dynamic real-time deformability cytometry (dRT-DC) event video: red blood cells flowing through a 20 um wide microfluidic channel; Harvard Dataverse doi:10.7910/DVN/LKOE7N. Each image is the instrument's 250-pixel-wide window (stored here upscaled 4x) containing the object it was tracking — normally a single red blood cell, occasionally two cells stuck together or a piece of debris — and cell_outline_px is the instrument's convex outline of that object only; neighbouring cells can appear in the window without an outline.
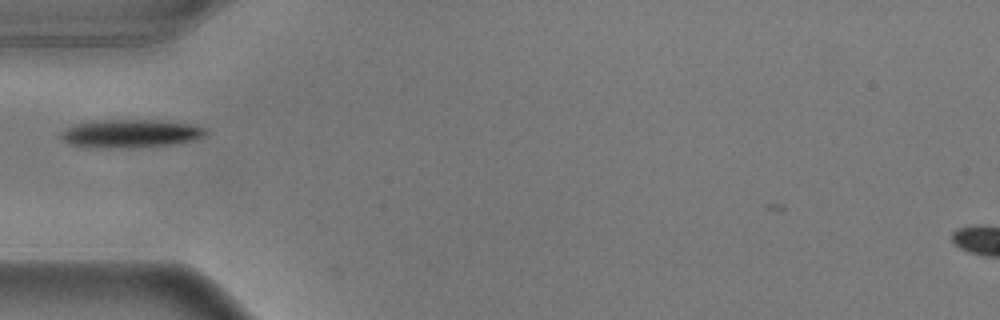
{"species": "common noctule bat (a hibernating species)", "species_latin": "Nyctalus noctula", "temperature_condition": "warm", "stored_images_in_passage": 37, "camera_frame_rate_fps": 3000, "um_per_image_px": 0.085, "animal": {"sex": "male", "body_mass_g": 17.9}, "frame": {"image": 1, "passage_image": 1, "time_ms": 0.0, "image_size_px": [1000, 320], "cell_outline_px": [[208, 132], [204, 136], [192, 140], [164, 144], [68, 144], [60, 136], [60, 132], [64, 128], [76, 124], [96, 120], [168, 120], [208, 128]], "centroid_in_image_um": [11.16, 11.25], "position_along_channel_um": 73.8, "area_um2": 21.96}}
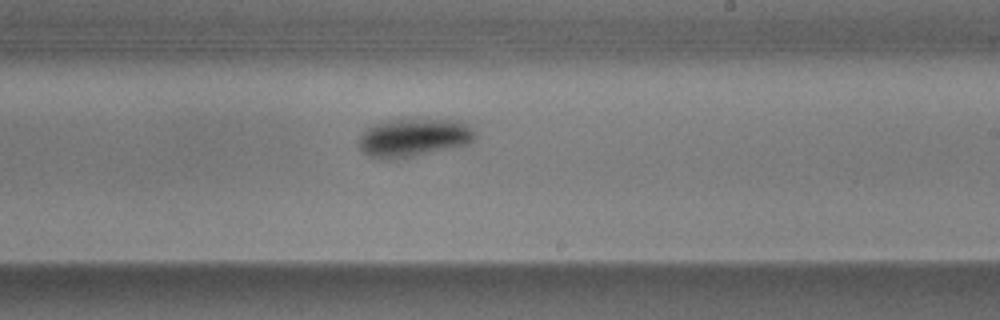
{"frame": {"image": 2, "passage_image": 16, "time_ms": 5.0, "image_size_px": [1000, 320], "cell_outline_px": [[476, 136], [468, 144], [412, 156], [392, 160], [372, 156], [364, 152], [360, 148], [360, 136], [372, 124], [388, 120], [452, 120], [468, 124], [476, 132]], "centroid_in_image_um": [35.17, 11.69], "position_along_channel_um": 253.8, "area_um2": 25.32}}
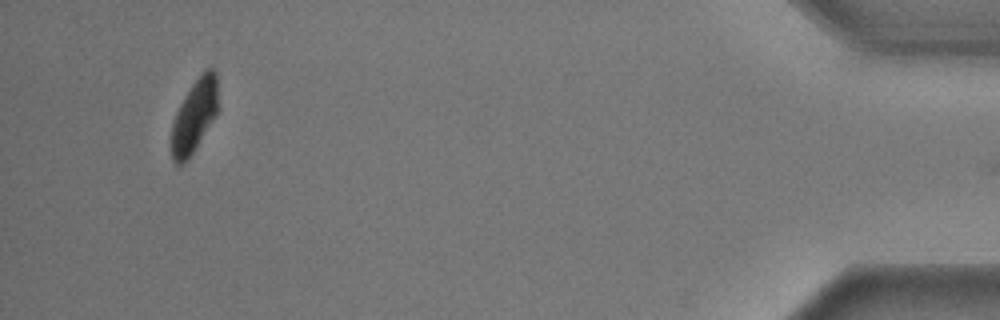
{"frame": {"image": 3, "passage_image": 36, "time_ms": 11.667, "image_size_px": [1000, 320], "cell_outline_px": [[216, 116], [188, 160], [184, 164], [176, 164], [172, 160], [172, 124], [176, 112], [184, 96], [200, 72], [204, 68], [212, 68], [216, 72]], "centroid_in_image_um": [16.5, 9.85], "position_along_channel_um": 418.7, "area_um2": 19.65}}